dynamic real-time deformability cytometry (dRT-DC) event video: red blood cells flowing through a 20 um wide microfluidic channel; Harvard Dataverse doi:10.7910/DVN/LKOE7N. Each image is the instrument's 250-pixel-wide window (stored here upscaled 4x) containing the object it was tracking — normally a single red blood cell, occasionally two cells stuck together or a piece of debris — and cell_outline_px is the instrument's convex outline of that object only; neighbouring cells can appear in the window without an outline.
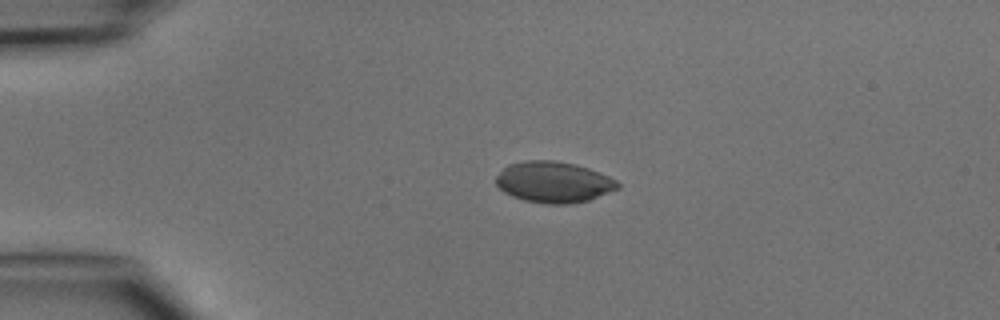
{"species": "common noctule bat (a hibernating species)", "species_latin": "Nyctalus noctula", "temperature_condition": "cold", "stored_images_in_passage": 1, "camera_frame_rate_fps": 3000, "um_per_image_px": 0.085, "animal": {"sex": "male", "body_mass_g": 15.6}, "frame": {"image": 1, "passage_image": 1, "time_ms": 0.0, "image_size_px": [1000, 320], "cell_outline_px": [[620, 188], [588, 200], [568, 204], [548, 204], [524, 200], [512, 196], [504, 192], [496, 184], [496, 176], [508, 164], [528, 160], [556, 160], [576, 164], [588, 168], [608, 176], [616, 180], [620, 184]], "centroid_in_image_um": [47.06, 15.47], "position_along_channel_um": 37.9, "area_um2": 29.07}}